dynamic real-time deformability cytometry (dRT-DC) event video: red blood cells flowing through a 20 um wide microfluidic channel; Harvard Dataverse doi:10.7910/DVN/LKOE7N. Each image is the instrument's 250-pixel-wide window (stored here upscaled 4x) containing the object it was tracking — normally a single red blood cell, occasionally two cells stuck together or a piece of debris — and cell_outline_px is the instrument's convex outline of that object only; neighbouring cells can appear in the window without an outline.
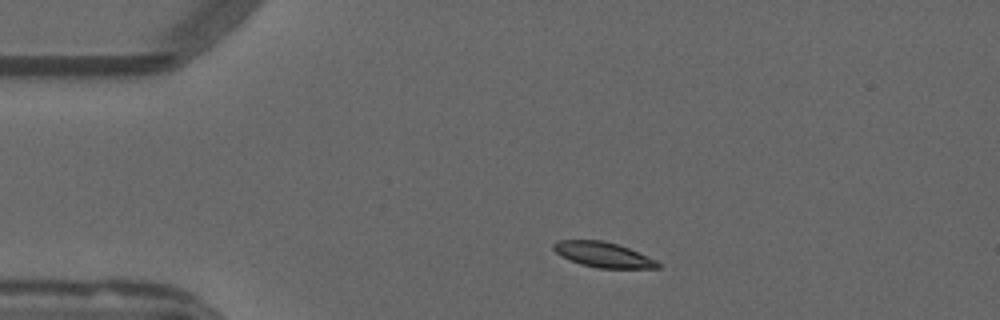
{"species": "common noctule bat (a hibernating species)", "species_latin": "Nyctalus noctula", "temperature_condition": "warm", "stored_images_in_passage": 44, "camera_frame_rate_fps": 3000, "um_per_image_px": 0.085, "animal": {"sex": "male", "forearm_length_mm": 52.5}, "frame": {"image": 1, "passage_image": 1, "time_ms": 0.0, "image_size_px": [1000, 320], "cell_outline_px": [[660, 268], [596, 268], [580, 264], [560, 256], [552, 248], [552, 244], [560, 240], [600, 240], [616, 244], [628, 248], [656, 260], [660, 264]], "centroid_in_image_um": [51.23, 21.65], "position_along_channel_um": 33.8, "area_um2": 15.2}}
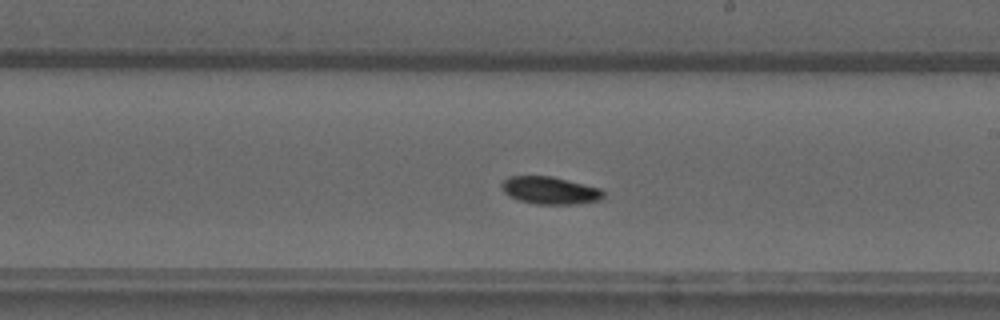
{"frame": {"image": 2, "passage_image": 21, "time_ms": 6.667, "image_size_px": [1000, 320], "cell_outline_px": [[604, 196], [600, 200], [576, 204], [536, 204], [516, 200], [508, 196], [504, 192], [500, 184], [508, 176], [552, 176], [600, 188], [604, 192]], "centroid_in_image_um": [46.72, 16.19], "position_along_channel_um": 242.3, "area_um2": 16.42}}
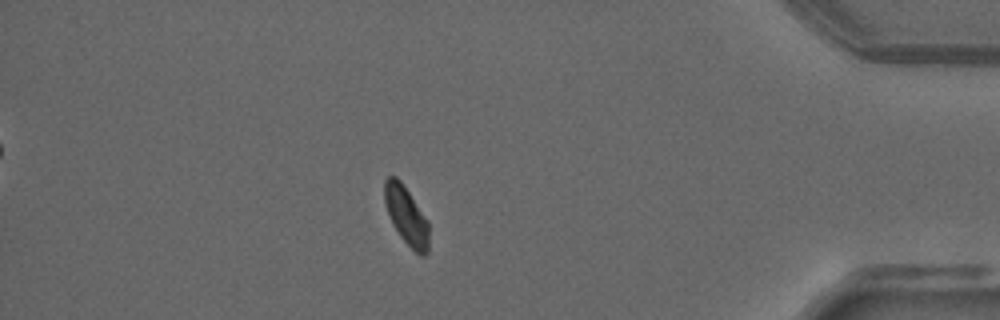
{"frame": {"image": 3, "passage_image": 37, "time_ms": 12.0, "image_size_px": [1000, 320], "cell_outline_px": [[428, 252], [424, 256], [420, 256], [400, 236], [392, 224], [384, 200], [384, 180], [388, 176], [396, 176], [400, 180], [428, 220]], "centroid_in_image_um": [34.53, 18.31], "position_along_channel_um": 400.7, "area_um2": 14.91}, "authors_computed_cell_mechanics": {"area_um2": 15.606, "velocity_mm_per_s": 3.7727, "shape_relaxation_time_tau1_ms": 4.6226, "shape_relaxation_time_tau2_ms": 5.6199, "deformation_change_tau1": 0.1579, "deformation_change_tau2": 0.0638}}